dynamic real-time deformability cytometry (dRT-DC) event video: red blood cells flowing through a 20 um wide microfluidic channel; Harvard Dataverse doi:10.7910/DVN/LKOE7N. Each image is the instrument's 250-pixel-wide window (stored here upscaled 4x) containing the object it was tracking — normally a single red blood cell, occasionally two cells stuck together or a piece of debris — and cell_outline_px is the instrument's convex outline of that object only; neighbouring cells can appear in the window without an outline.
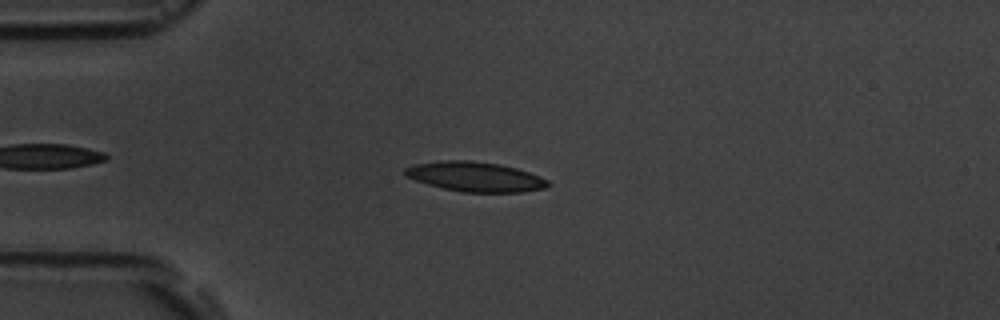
{"species": "common noctule bat (a hibernating species)", "species_latin": "Nyctalus noctula", "temperature_condition": "room temperature", "stored_images_in_passage": 9, "camera_frame_rate_fps": 3000, "um_per_image_px": 0.085, "animal": {"sex": "male", "body_mass_g": 19.5, "forearm_length_mm": 54.6}, "frame": {"image": 1, "passage_image": 4, "time_ms": 3.333, "image_size_px": [1000, 320], "cell_outline_px": [[552, 184], [544, 188], [524, 192], [460, 192], [428, 184], [416, 180], [408, 176], [404, 172], [404, 168], [416, 164], [440, 160], [468, 160], [500, 164], [516, 168], [540, 176], [548, 180]], "centroid_in_image_um": [40.43, 15.02], "position_along_channel_um": 44.6, "area_um2": 24.68}}
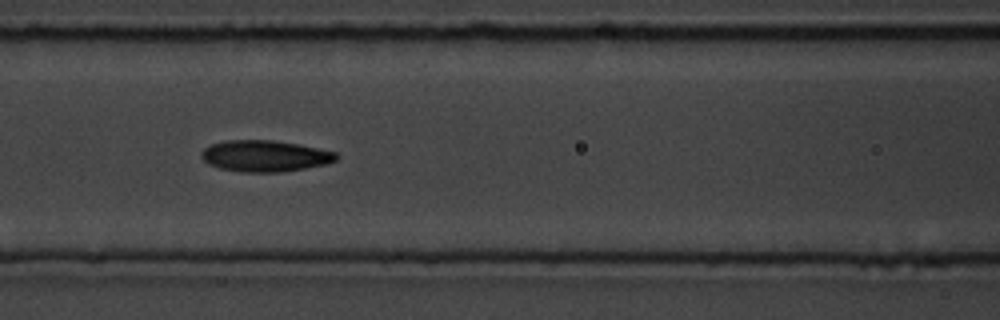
{"frame": {"image": 2, "passage_image": 7, "time_ms": 6.667, "image_size_px": [1000, 320], "cell_outline_px": [[340, 156], [336, 160], [328, 164], [280, 172], [240, 172], [220, 168], [208, 164], [200, 156], [200, 152], [204, 148], [212, 144], [224, 140], [272, 140], [296, 144], [336, 152]], "centroid_in_image_um": [22.5, 13.26], "position_along_channel_um": 144.1, "area_um2": 24.62}}
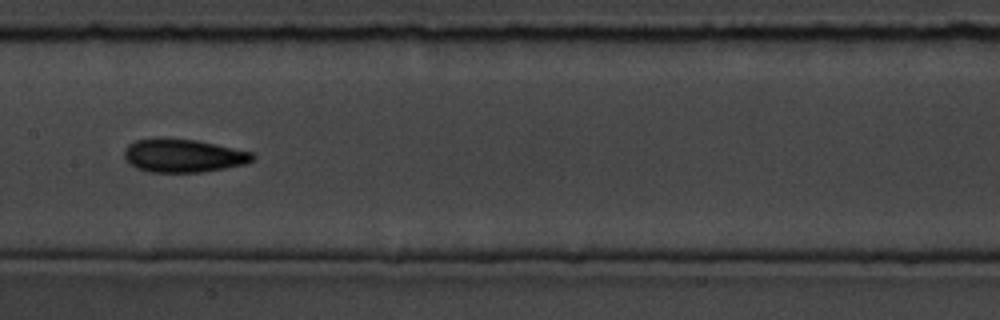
{"frame": {"image": 3, "passage_image": 8, "time_ms": 8.0, "image_size_px": [1000, 320], "cell_outline_px": [[256, 156], [248, 164], [200, 172], [148, 172], [136, 168], [124, 160], [124, 148], [128, 144], [136, 140], [164, 136], [196, 140], [216, 144], [252, 152]], "centroid_in_image_um": [15.54, 13.21], "position_along_channel_um": 191.9, "area_um2": 25.37}}